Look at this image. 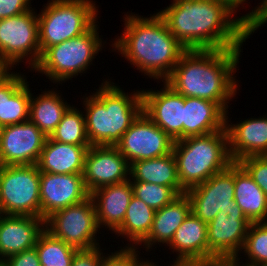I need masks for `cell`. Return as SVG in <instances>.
<instances>
[{"instance_id":"obj_18","label":"cell","mask_w":267,"mask_h":266,"mask_svg":"<svg viewBox=\"0 0 267 266\" xmlns=\"http://www.w3.org/2000/svg\"><path fill=\"white\" fill-rule=\"evenodd\" d=\"M168 246L179 253L175 264L208 266L207 224L191 212L176 230Z\"/></svg>"},{"instance_id":"obj_24","label":"cell","mask_w":267,"mask_h":266,"mask_svg":"<svg viewBox=\"0 0 267 266\" xmlns=\"http://www.w3.org/2000/svg\"><path fill=\"white\" fill-rule=\"evenodd\" d=\"M89 147L57 142L47 137L36 165L40 172L83 174Z\"/></svg>"},{"instance_id":"obj_1","label":"cell","mask_w":267,"mask_h":266,"mask_svg":"<svg viewBox=\"0 0 267 266\" xmlns=\"http://www.w3.org/2000/svg\"><path fill=\"white\" fill-rule=\"evenodd\" d=\"M158 14L186 50L241 48L250 38L248 26L218 0H173Z\"/></svg>"},{"instance_id":"obj_19","label":"cell","mask_w":267,"mask_h":266,"mask_svg":"<svg viewBox=\"0 0 267 266\" xmlns=\"http://www.w3.org/2000/svg\"><path fill=\"white\" fill-rule=\"evenodd\" d=\"M45 230V220L28 215H4L0 218V261L35 247Z\"/></svg>"},{"instance_id":"obj_36","label":"cell","mask_w":267,"mask_h":266,"mask_svg":"<svg viewBox=\"0 0 267 266\" xmlns=\"http://www.w3.org/2000/svg\"><path fill=\"white\" fill-rule=\"evenodd\" d=\"M99 247L100 245L92 249L77 250L71 266H100L103 253Z\"/></svg>"},{"instance_id":"obj_29","label":"cell","mask_w":267,"mask_h":266,"mask_svg":"<svg viewBox=\"0 0 267 266\" xmlns=\"http://www.w3.org/2000/svg\"><path fill=\"white\" fill-rule=\"evenodd\" d=\"M154 214L153 208L133 195L122 224L114 232L125 235L132 246L140 245L151 230Z\"/></svg>"},{"instance_id":"obj_30","label":"cell","mask_w":267,"mask_h":266,"mask_svg":"<svg viewBox=\"0 0 267 266\" xmlns=\"http://www.w3.org/2000/svg\"><path fill=\"white\" fill-rule=\"evenodd\" d=\"M41 266H71L77 251L44 230L35 245Z\"/></svg>"},{"instance_id":"obj_14","label":"cell","mask_w":267,"mask_h":266,"mask_svg":"<svg viewBox=\"0 0 267 266\" xmlns=\"http://www.w3.org/2000/svg\"><path fill=\"white\" fill-rule=\"evenodd\" d=\"M46 139L30 120L0 127V165H36Z\"/></svg>"},{"instance_id":"obj_5","label":"cell","mask_w":267,"mask_h":266,"mask_svg":"<svg viewBox=\"0 0 267 266\" xmlns=\"http://www.w3.org/2000/svg\"><path fill=\"white\" fill-rule=\"evenodd\" d=\"M180 185L186 191L226 170L233 161L229 155L226 129L192 136L173 143Z\"/></svg>"},{"instance_id":"obj_43","label":"cell","mask_w":267,"mask_h":266,"mask_svg":"<svg viewBox=\"0 0 267 266\" xmlns=\"http://www.w3.org/2000/svg\"><path fill=\"white\" fill-rule=\"evenodd\" d=\"M9 68L0 62V80L9 72Z\"/></svg>"},{"instance_id":"obj_34","label":"cell","mask_w":267,"mask_h":266,"mask_svg":"<svg viewBox=\"0 0 267 266\" xmlns=\"http://www.w3.org/2000/svg\"><path fill=\"white\" fill-rule=\"evenodd\" d=\"M238 163L267 196V155L248 156Z\"/></svg>"},{"instance_id":"obj_9","label":"cell","mask_w":267,"mask_h":266,"mask_svg":"<svg viewBox=\"0 0 267 266\" xmlns=\"http://www.w3.org/2000/svg\"><path fill=\"white\" fill-rule=\"evenodd\" d=\"M33 11L0 19V62L9 69L28 56L33 69L40 61L38 15Z\"/></svg>"},{"instance_id":"obj_13","label":"cell","mask_w":267,"mask_h":266,"mask_svg":"<svg viewBox=\"0 0 267 266\" xmlns=\"http://www.w3.org/2000/svg\"><path fill=\"white\" fill-rule=\"evenodd\" d=\"M235 162L226 170L185 191L191 204V212L208 224L217 213L227 207H235Z\"/></svg>"},{"instance_id":"obj_27","label":"cell","mask_w":267,"mask_h":266,"mask_svg":"<svg viewBox=\"0 0 267 266\" xmlns=\"http://www.w3.org/2000/svg\"><path fill=\"white\" fill-rule=\"evenodd\" d=\"M234 201L251 222H267V196L248 172L235 162Z\"/></svg>"},{"instance_id":"obj_44","label":"cell","mask_w":267,"mask_h":266,"mask_svg":"<svg viewBox=\"0 0 267 266\" xmlns=\"http://www.w3.org/2000/svg\"><path fill=\"white\" fill-rule=\"evenodd\" d=\"M155 263H152V262H150V261H140L136 266H157L156 264L154 265ZM171 266H180V265H177V264H173V265H171Z\"/></svg>"},{"instance_id":"obj_6","label":"cell","mask_w":267,"mask_h":266,"mask_svg":"<svg viewBox=\"0 0 267 266\" xmlns=\"http://www.w3.org/2000/svg\"><path fill=\"white\" fill-rule=\"evenodd\" d=\"M38 14L41 55L54 45L78 37L96 22L97 7L91 0H51Z\"/></svg>"},{"instance_id":"obj_38","label":"cell","mask_w":267,"mask_h":266,"mask_svg":"<svg viewBox=\"0 0 267 266\" xmlns=\"http://www.w3.org/2000/svg\"><path fill=\"white\" fill-rule=\"evenodd\" d=\"M3 262L6 266H41L35 247L9 256Z\"/></svg>"},{"instance_id":"obj_2","label":"cell","mask_w":267,"mask_h":266,"mask_svg":"<svg viewBox=\"0 0 267 266\" xmlns=\"http://www.w3.org/2000/svg\"><path fill=\"white\" fill-rule=\"evenodd\" d=\"M240 52L241 48L186 50L162 82L184 97L213 101L227 113L228 100L236 95L238 88L233 74Z\"/></svg>"},{"instance_id":"obj_35","label":"cell","mask_w":267,"mask_h":266,"mask_svg":"<svg viewBox=\"0 0 267 266\" xmlns=\"http://www.w3.org/2000/svg\"><path fill=\"white\" fill-rule=\"evenodd\" d=\"M135 248V246H126L119 252L111 253L112 255L107 257L103 256L100 266H136L140 258Z\"/></svg>"},{"instance_id":"obj_31","label":"cell","mask_w":267,"mask_h":266,"mask_svg":"<svg viewBox=\"0 0 267 266\" xmlns=\"http://www.w3.org/2000/svg\"><path fill=\"white\" fill-rule=\"evenodd\" d=\"M50 138L72 145L91 146L87 136L84 115L73 106H70L64 113Z\"/></svg>"},{"instance_id":"obj_3","label":"cell","mask_w":267,"mask_h":266,"mask_svg":"<svg viewBox=\"0 0 267 266\" xmlns=\"http://www.w3.org/2000/svg\"><path fill=\"white\" fill-rule=\"evenodd\" d=\"M125 16L124 32L113 47L144 74L166 80L186 49L158 13L149 18Z\"/></svg>"},{"instance_id":"obj_21","label":"cell","mask_w":267,"mask_h":266,"mask_svg":"<svg viewBox=\"0 0 267 266\" xmlns=\"http://www.w3.org/2000/svg\"><path fill=\"white\" fill-rule=\"evenodd\" d=\"M133 188L130 180L113 185H105L90 193L94 203L98 226L105 225L115 231L123 222Z\"/></svg>"},{"instance_id":"obj_4","label":"cell","mask_w":267,"mask_h":266,"mask_svg":"<svg viewBox=\"0 0 267 266\" xmlns=\"http://www.w3.org/2000/svg\"><path fill=\"white\" fill-rule=\"evenodd\" d=\"M129 95L105 81L97 92L85 98L84 118L91 146H115L143 111L141 91Z\"/></svg>"},{"instance_id":"obj_20","label":"cell","mask_w":267,"mask_h":266,"mask_svg":"<svg viewBox=\"0 0 267 266\" xmlns=\"http://www.w3.org/2000/svg\"><path fill=\"white\" fill-rule=\"evenodd\" d=\"M225 115L229 155L233 162L248 156L267 155V118H250L230 125Z\"/></svg>"},{"instance_id":"obj_37","label":"cell","mask_w":267,"mask_h":266,"mask_svg":"<svg viewBox=\"0 0 267 266\" xmlns=\"http://www.w3.org/2000/svg\"><path fill=\"white\" fill-rule=\"evenodd\" d=\"M30 1L31 0H0V19L23 14L31 10Z\"/></svg>"},{"instance_id":"obj_23","label":"cell","mask_w":267,"mask_h":266,"mask_svg":"<svg viewBox=\"0 0 267 266\" xmlns=\"http://www.w3.org/2000/svg\"><path fill=\"white\" fill-rule=\"evenodd\" d=\"M226 112L215 102L185 97L183 107V139L202 136L225 128Z\"/></svg>"},{"instance_id":"obj_33","label":"cell","mask_w":267,"mask_h":266,"mask_svg":"<svg viewBox=\"0 0 267 266\" xmlns=\"http://www.w3.org/2000/svg\"><path fill=\"white\" fill-rule=\"evenodd\" d=\"M248 264H267V222L251 223L242 250Z\"/></svg>"},{"instance_id":"obj_32","label":"cell","mask_w":267,"mask_h":266,"mask_svg":"<svg viewBox=\"0 0 267 266\" xmlns=\"http://www.w3.org/2000/svg\"><path fill=\"white\" fill-rule=\"evenodd\" d=\"M133 195L154 210L161 209L167 204H170L179 195L168 186L157 185L153 183L131 181Z\"/></svg>"},{"instance_id":"obj_40","label":"cell","mask_w":267,"mask_h":266,"mask_svg":"<svg viewBox=\"0 0 267 266\" xmlns=\"http://www.w3.org/2000/svg\"><path fill=\"white\" fill-rule=\"evenodd\" d=\"M267 23V6L260 12L259 17L248 27L250 35Z\"/></svg>"},{"instance_id":"obj_15","label":"cell","mask_w":267,"mask_h":266,"mask_svg":"<svg viewBox=\"0 0 267 266\" xmlns=\"http://www.w3.org/2000/svg\"><path fill=\"white\" fill-rule=\"evenodd\" d=\"M130 165L116 146H90L85 155L84 184L89 193L130 179Z\"/></svg>"},{"instance_id":"obj_45","label":"cell","mask_w":267,"mask_h":266,"mask_svg":"<svg viewBox=\"0 0 267 266\" xmlns=\"http://www.w3.org/2000/svg\"><path fill=\"white\" fill-rule=\"evenodd\" d=\"M0 266H6L3 261H0Z\"/></svg>"},{"instance_id":"obj_8","label":"cell","mask_w":267,"mask_h":266,"mask_svg":"<svg viewBox=\"0 0 267 266\" xmlns=\"http://www.w3.org/2000/svg\"><path fill=\"white\" fill-rule=\"evenodd\" d=\"M37 165H0V209L3 215L40 217Z\"/></svg>"},{"instance_id":"obj_42","label":"cell","mask_w":267,"mask_h":266,"mask_svg":"<svg viewBox=\"0 0 267 266\" xmlns=\"http://www.w3.org/2000/svg\"><path fill=\"white\" fill-rule=\"evenodd\" d=\"M227 6L233 13H236V9L246 2V0H218Z\"/></svg>"},{"instance_id":"obj_25","label":"cell","mask_w":267,"mask_h":266,"mask_svg":"<svg viewBox=\"0 0 267 266\" xmlns=\"http://www.w3.org/2000/svg\"><path fill=\"white\" fill-rule=\"evenodd\" d=\"M191 213V204L186 194H181L170 204L155 210L154 219L148 236L141 242L149 250L156 242L167 245L173 238L176 230Z\"/></svg>"},{"instance_id":"obj_22","label":"cell","mask_w":267,"mask_h":266,"mask_svg":"<svg viewBox=\"0 0 267 266\" xmlns=\"http://www.w3.org/2000/svg\"><path fill=\"white\" fill-rule=\"evenodd\" d=\"M18 74L8 72L0 80V127L29 120L31 92L26 79Z\"/></svg>"},{"instance_id":"obj_26","label":"cell","mask_w":267,"mask_h":266,"mask_svg":"<svg viewBox=\"0 0 267 266\" xmlns=\"http://www.w3.org/2000/svg\"><path fill=\"white\" fill-rule=\"evenodd\" d=\"M130 175L132 179L129 180L168 186L178 195L185 193L178 179L173 152L162 157L133 162L130 165Z\"/></svg>"},{"instance_id":"obj_17","label":"cell","mask_w":267,"mask_h":266,"mask_svg":"<svg viewBox=\"0 0 267 266\" xmlns=\"http://www.w3.org/2000/svg\"><path fill=\"white\" fill-rule=\"evenodd\" d=\"M164 84L162 91H141L143 112L173 141L181 140L185 97Z\"/></svg>"},{"instance_id":"obj_11","label":"cell","mask_w":267,"mask_h":266,"mask_svg":"<svg viewBox=\"0 0 267 266\" xmlns=\"http://www.w3.org/2000/svg\"><path fill=\"white\" fill-rule=\"evenodd\" d=\"M250 224L237 204L220 210L207 224L208 266H216L218 260L225 257H237Z\"/></svg>"},{"instance_id":"obj_28","label":"cell","mask_w":267,"mask_h":266,"mask_svg":"<svg viewBox=\"0 0 267 266\" xmlns=\"http://www.w3.org/2000/svg\"><path fill=\"white\" fill-rule=\"evenodd\" d=\"M30 99L29 120L32 121L47 137H50L62 116L70 107L54 90L44 91Z\"/></svg>"},{"instance_id":"obj_10","label":"cell","mask_w":267,"mask_h":266,"mask_svg":"<svg viewBox=\"0 0 267 266\" xmlns=\"http://www.w3.org/2000/svg\"><path fill=\"white\" fill-rule=\"evenodd\" d=\"M45 230L77 250L98 247V222L94 203L89 196L84 201L58 210L45 219Z\"/></svg>"},{"instance_id":"obj_41","label":"cell","mask_w":267,"mask_h":266,"mask_svg":"<svg viewBox=\"0 0 267 266\" xmlns=\"http://www.w3.org/2000/svg\"><path fill=\"white\" fill-rule=\"evenodd\" d=\"M240 258L237 257H225L222 259H219L217 262L216 266H256V264H248V263H243L242 265H240L239 262Z\"/></svg>"},{"instance_id":"obj_12","label":"cell","mask_w":267,"mask_h":266,"mask_svg":"<svg viewBox=\"0 0 267 266\" xmlns=\"http://www.w3.org/2000/svg\"><path fill=\"white\" fill-rule=\"evenodd\" d=\"M173 143L174 141L142 111L115 146L131 165L135 161L171 153Z\"/></svg>"},{"instance_id":"obj_7","label":"cell","mask_w":267,"mask_h":266,"mask_svg":"<svg viewBox=\"0 0 267 266\" xmlns=\"http://www.w3.org/2000/svg\"><path fill=\"white\" fill-rule=\"evenodd\" d=\"M98 25L95 23L84 34L49 47L34 70L45 74L53 83L66 81L83 73L92 63L95 54L102 50ZM91 62V63H90Z\"/></svg>"},{"instance_id":"obj_39","label":"cell","mask_w":267,"mask_h":266,"mask_svg":"<svg viewBox=\"0 0 267 266\" xmlns=\"http://www.w3.org/2000/svg\"><path fill=\"white\" fill-rule=\"evenodd\" d=\"M261 2L255 10L240 17L248 27L259 17L260 12L267 6V0H262Z\"/></svg>"},{"instance_id":"obj_46","label":"cell","mask_w":267,"mask_h":266,"mask_svg":"<svg viewBox=\"0 0 267 266\" xmlns=\"http://www.w3.org/2000/svg\"><path fill=\"white\" fill-rule=\"evenodd\" d=\"M256 266H267V264H256Z\"/></svg>"},{"instance_id":"obj_16","label":"cell","mask_w":267,"mask_h":266,"mask_svg":"<svg viewBox=\"0 0 267 266\" xmlns=\"http://www.w3.org/2000/svg\"><path fill=\"white\" fill-rule=\"evenodd\" d=\"M83 174L40 175V218L46 219L54 212L87 199Z\"/></svg>"}]
</instances>
